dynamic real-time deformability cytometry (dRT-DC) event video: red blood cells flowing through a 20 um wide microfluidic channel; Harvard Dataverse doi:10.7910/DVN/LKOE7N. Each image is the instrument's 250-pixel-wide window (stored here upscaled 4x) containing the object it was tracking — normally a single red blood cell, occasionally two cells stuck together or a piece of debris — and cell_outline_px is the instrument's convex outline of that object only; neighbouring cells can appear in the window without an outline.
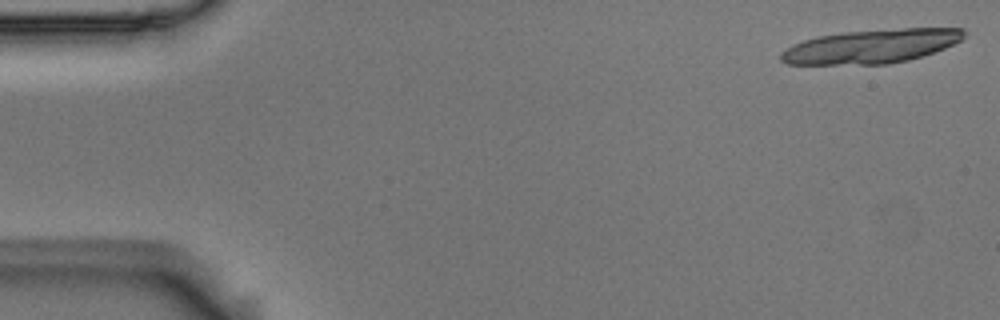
{"species": "Egyptian fruit bat (a non-hibernating species)", "species_latin": "Rousettus aegyptiacus", "temperature_condition": "room temperature", "stored_images_in_passage": 18, "camera_frame_rate_fps": 3000, "um_per_image_px": 0.085, "animal": {"sex": "male"}, "frame": {"image": 1, "passage_image": 1, "time_ms": 0.0, "image_size_px": [1000, 320], "cell_outline_px": [[964, 36], [960, 40], [944, 48], [908, 60], [888, 64], [788, 64], [780, 60], [780, 52], [792, 44], [816, 36], [844, 32], [900, 28], [964, 28]], "centroid_in_image_um": [74.01, 3.93], "position_along_channel_um": 11.0, "area_um2": 35.95}}